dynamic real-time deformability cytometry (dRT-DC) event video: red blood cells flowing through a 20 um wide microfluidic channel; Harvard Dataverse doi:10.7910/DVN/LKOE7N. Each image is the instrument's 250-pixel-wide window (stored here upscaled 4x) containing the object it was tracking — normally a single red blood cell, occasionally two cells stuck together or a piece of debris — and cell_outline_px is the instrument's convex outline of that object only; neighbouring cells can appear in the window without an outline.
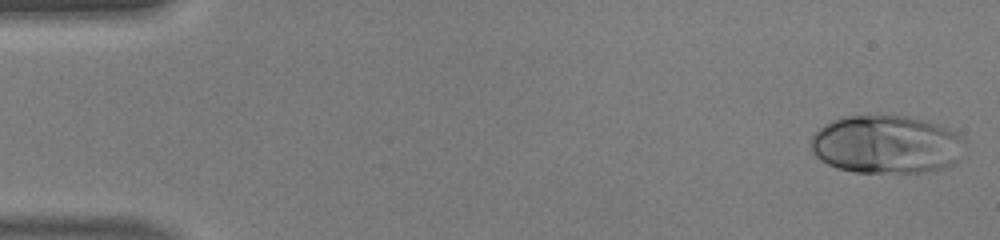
{"species": "human", "species_latin": "Homo sapiens", "temperature_condition": "warm", "stored_images_in_passage": 48, "camera_frame_rate_fps": 3000, "um_per_image_px": 0.085, "donor": {"sex": "male"}, "frame": {"image": 1, "passage_image": 1, "time_ms": 0.0, "image_size_px": [1000, 240], "cell_outline_px": [[964, 140], [956, 164], [944, 168], [924, 172], [856, 172], [836, 168], [820, 160], [812, 152], [812, 136], [824, 124], [840, 116], [908, 116], [924, 120], [936, 124], [956, 132]], "centroid_in_image_um": [75.32, 12.28], "position_along_channel_um": 9.7, "area_um2": 52.08}}
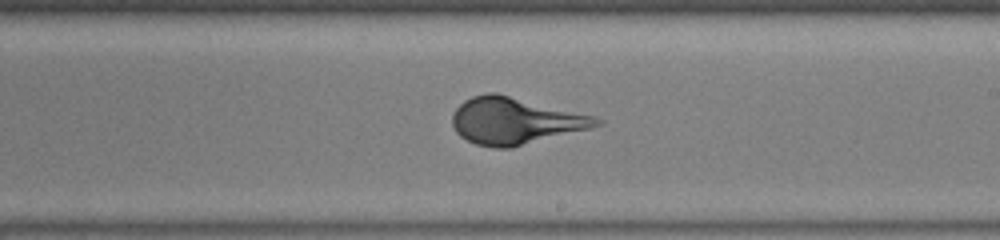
{"frame": {"image": 2, "passage_image": 28, "time_ms": 9.0, "image_size_px": [1000, 240], "cell_outline_px": [[604, 124], [592, 128], [512, 148], [492, 148], [476, 144], [460, 136], [456, 132], [452, 124], [452, 116], [456, 108], [464, 100], [472, 96], [488, 92], [496, 92], [596, 116], [604, 120]], "centroid_in_image_um": [43.81, 10.27], "position_along_channel_um": 245.2, "area_um2": 39.65}}
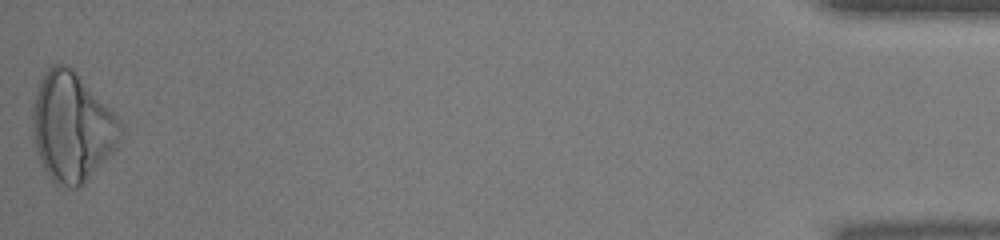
{"frame": {"image": 3, "passage_image": 48, "time_ms": 15.667, "image_size_px": [1000, 240], "cell_outline_px": [[124, 132], [116, 148], [84, 184], [76, 188], [72, 188], [56, 184], [48, 176], [36, 152], [32, 128], [32, 104], [40, 80], [44, 72], [52, 64], [64, 64], [72, 68], [116, 116]], "centroid_in_image_um": [6.09, 10.82], "position_along_channel_um": 429.1, "area_um2": 55.6}}